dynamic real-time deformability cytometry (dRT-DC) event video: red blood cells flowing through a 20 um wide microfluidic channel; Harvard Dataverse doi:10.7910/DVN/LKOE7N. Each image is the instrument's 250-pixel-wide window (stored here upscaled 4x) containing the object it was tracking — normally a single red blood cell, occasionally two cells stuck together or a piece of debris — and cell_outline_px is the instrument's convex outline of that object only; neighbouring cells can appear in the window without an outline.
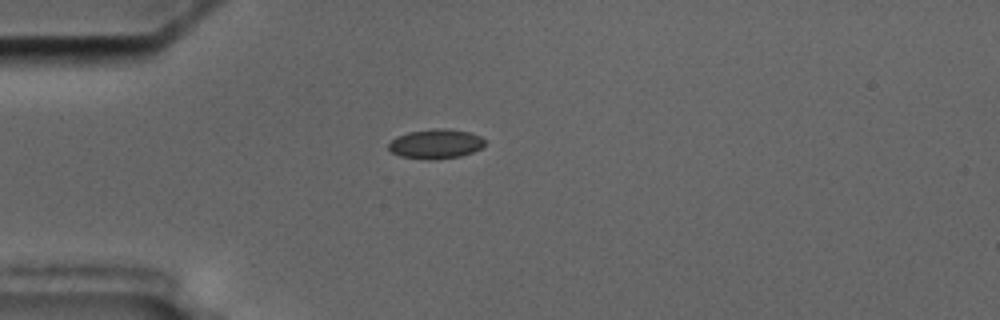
{"species": "common noctule bat (a hibernating species)", "species_latin": "Nyctalus noctula", "temperature_condition": "cold", "stored_images_in_passage": 36, "camera_frame_rate_fps": 3000, "um_per_image_px": 0.085, "animal": {"sex": "male", "body_mass_g": 17.5, "forearm_length_mm": 52.3}, "frame": {"image": 1, "passage_image": 1, "time_ms": 0.0, "image_size_px": [1000, 320], "cell_outline_px": [[484, 144], [480, 148], [472, 152], [460, 156], [432, 160], [424, 160], [400, 156], [392, 152], [388, 148], [388, 144], [396, 136], [408, 132], [432, 128], [444, 128], [468, 132], [480, 136], [484, 140]], "centroid_in_image_um": [36.99, 12.23], "position_along_channel_um": 48.0, "area_um2": 16.59}}
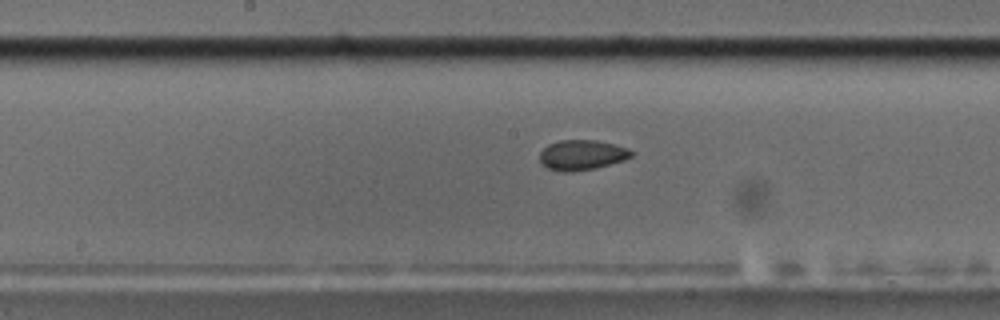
{"frame": {"image": 2, "passage_image": 15, "time_ms": 4.667, "image_size_px": [1000, 320], "cell_outline_px": [[632, 156], [624, 160], [596, 168], [572, 172], [564, 172], [548, 168], [540, 160], [540, 152], [548, 144], [560, 140], [596, 140], [616, 144], [628, 148], [632, 152]], "centroid_in_image_um": [49.48, 13.17], "position_along_channel_um": 198.7, "area_um2": 16.07}}
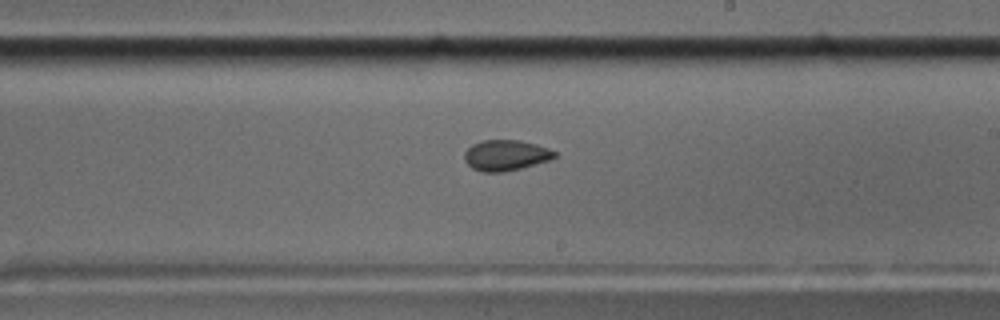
{"frame": {"image": 3, "passage_image": 19, "time_ms": 6.0, "image_size_px": [1000, 320], "cell_outline_px": [[556, 156], [548, 160], [520, 168], [504, 172], [484, 172], [472, 168], [464, 160], [464, 152], [472, 144], [484, 140], [520, 140], [536, 144], [548, 148], [556, 152]], "centroid_in_image_um": [42.96, 13.19], "position_along_channel_um": 246.0, "area_um2": 16.01}}